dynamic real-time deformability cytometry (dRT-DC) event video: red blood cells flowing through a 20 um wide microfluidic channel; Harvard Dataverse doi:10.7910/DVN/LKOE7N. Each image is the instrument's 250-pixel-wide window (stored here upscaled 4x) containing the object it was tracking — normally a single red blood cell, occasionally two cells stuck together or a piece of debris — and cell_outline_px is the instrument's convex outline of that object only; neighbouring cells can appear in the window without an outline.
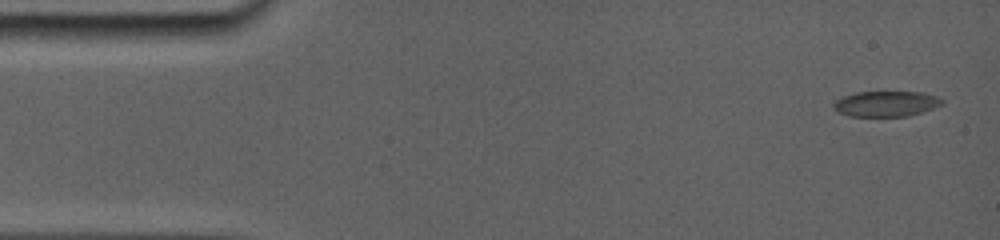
{"species": "common noctule bat (a hibernating species)", "species_latin": "Nyctalus noctula", "temperature_condition": "room temperature", "stored_images_in_passage": 30, "camera_frame_rate_fps": 5000, "um_per_image_px": 0.085, "animal": {"sex": "female", "body_mass_g": 19.0, "forearm_length_mm": 56.7}, "frame": {"image": 1, "passage_image": 1, "time_ms": 0.0, "image_size_px": [1000, 240], "cell_outline_px": [[944, 100], [940, 104], [932, 108], [920, 112], [904, 116], [852, 116], [840, 112], [832, 108], [832, 104], [836, 100], [844, 96], [856, 92], [924, 92], [936, 96]], "centroid_in_image_um": [75.28, 8.81], "position_along_channel_um": 9.7, "area_um2": 15.84}}
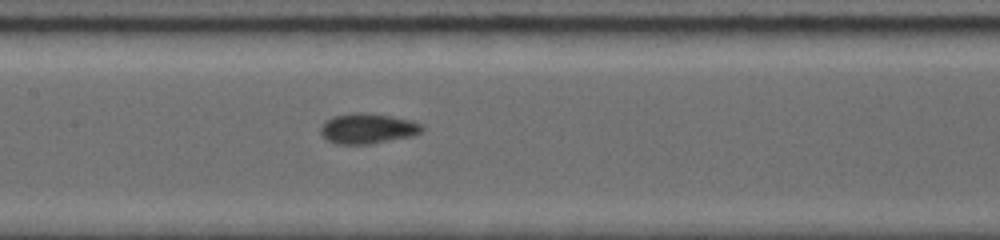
{"frame": {"image": 2, "passage_image": 13, "time_ms": 7.2, "image_size_px": [1000, 240], "cell_outline_px": [[424, 128], [420, 132], [404, 136], [360, 144], [344, 144], [328, 140], [320, 132], [324, 124], [328, 120], [336, 116], [388, 116], [408, 120], [420, 124]], "centroid_in_image_um": [31.23, 10.96], "position_along_channel_um": 176.2, "area_um2": 15.78}}
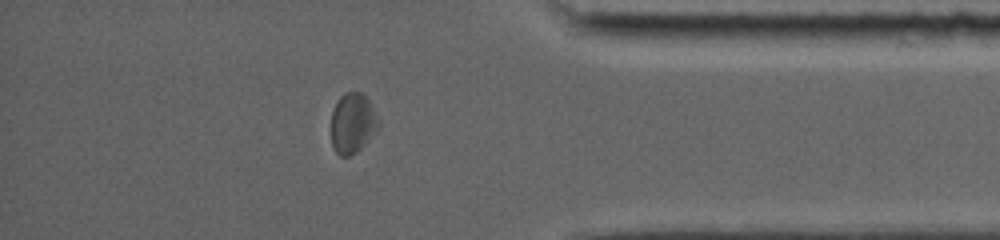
{"frame": {"image": 3, "passage_image": 26, "time_ms": 13.4, "image_size_px": [1000, 240], "cell_outline_px": [[380, 124], [364, 144], [356, 152], [348, 156], [340, 156], [336, 152], [332, 144], [332, 112], [336, 100], [344, 92], [360, 92], [368, 100], [380, 120]], "centroid_in_image_um": [29.96, 10.45], "position_along_channel_um": 405.2, "area_um2": 16.36}, "authors_computed_cell_mechanics": {"area_um2": 16.4152, "velocity_mm_per_s": 3.8612, "shape_relaxation_time_tau1_ms": 5.3342, "shape_relaxation_time_tau2_ms": 1.5972, "deformation_change_tau1": 0.1297, "deformation_change_tau2": 0.0487}}